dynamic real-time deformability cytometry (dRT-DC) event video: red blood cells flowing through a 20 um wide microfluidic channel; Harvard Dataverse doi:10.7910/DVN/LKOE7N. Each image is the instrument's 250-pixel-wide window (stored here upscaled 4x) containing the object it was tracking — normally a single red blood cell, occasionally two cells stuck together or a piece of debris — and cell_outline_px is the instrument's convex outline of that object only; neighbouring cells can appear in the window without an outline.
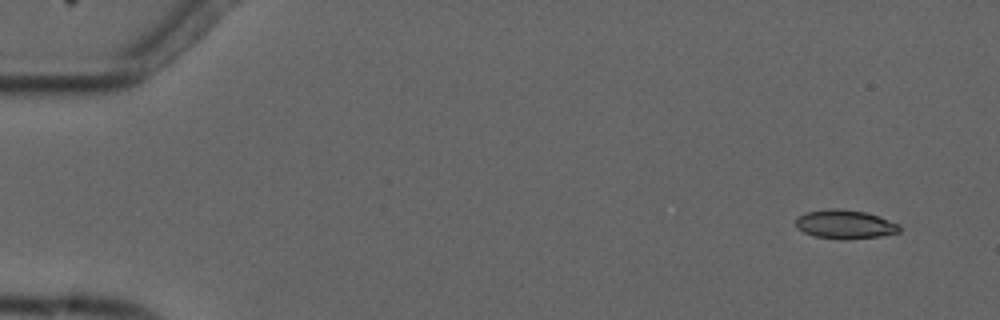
{"species": "common noctule bat (a hibernating species)", "species_latin": "Nyctalus noctula", "temperature_condition": "cold", "stored_images_in_passage": 8, "camera_frame_rate_fps": 3000, "um_per_image_px": 0.085, "animal": {"sex": "male", "forearm_length_mm": 52.5}, "frame": {"image": 1, "passage_image": 1, "time_ms": 0.0, "image_size_px": [1000, 320], "cell_outline_px": [[900, 232], [880, 236], [840, 240], [816, 236], [804, 232], [796, 228], [796, 220], [804, 212], [828, 208], [836, 208], [864, 212], [880, 216], [900, 224]], "centroid_in_image_um": [71.83, 19.06], "position_along_channel_um": 13.2, "area_um2": 17.51}}
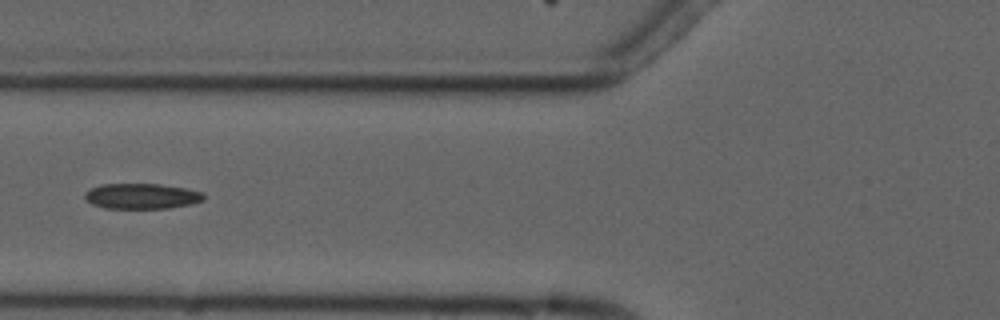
{"frame": {"image": 2, "passage_image": 6, "time_ms": 6.0, "image_size_px": [1000, 320], "cell_outline_px": [[204, 200], [192, 204], [172, 208], [104, 208], [92, 204], [84, 200], [84, 192], [100, 184], [160, 184], [184, 188], [204, 192]], "centroid_in_image_um": [12.04, 16.67], "position_along_channel_um": 113.8, "area_um2": 17.8}}
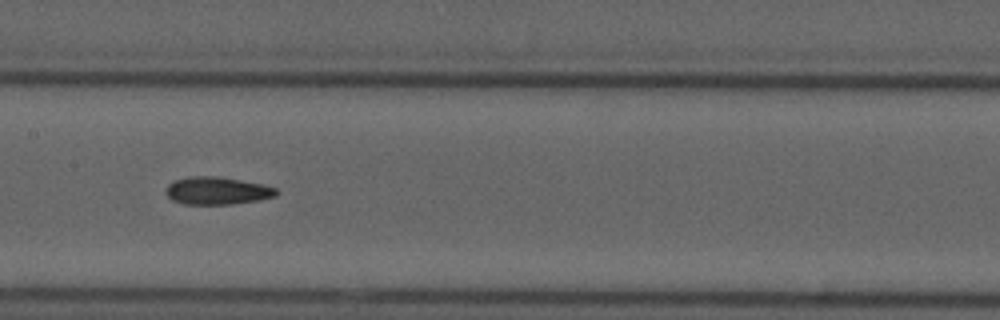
{"frame": {"image": 3, "passage_image": 8, "time_ms": 8.0, "image_size_px": [1000, 320], "cell_outline_px": [[280, 192], [276, 196], [260, 200], [232, 204], [184, 204], [172, 200], [164, 192], [164, 188], [168, 184], [176, 180], [188, 176], [220, 176], [264, 184], [276, 188]], "centroid_in_image_um": [18.47, 16.2], "position_along_channel_um": 188.9, "area_um2": 18.09}}